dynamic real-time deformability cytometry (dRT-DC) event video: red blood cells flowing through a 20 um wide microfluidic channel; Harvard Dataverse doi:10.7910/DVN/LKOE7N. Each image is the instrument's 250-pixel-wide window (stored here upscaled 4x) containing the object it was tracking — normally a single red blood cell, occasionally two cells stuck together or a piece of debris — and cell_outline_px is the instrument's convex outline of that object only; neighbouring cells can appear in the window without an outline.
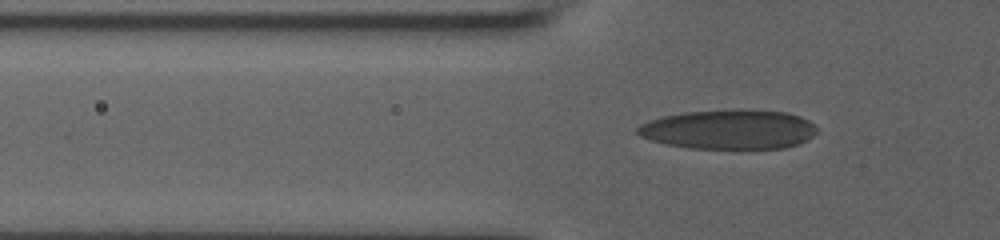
{"species": "human", "species_latin": "Homo sapiens", "temperature_condition": "room temperature", "stored_images_in_passage": 36, "camera_frame_rate_fps": 3000, "um_per_image_px": 0.085, "donor": {"sex": "male"}, "frame": {"image": 1, "passage_image": 2, "time_ms": 0.333, "image_size_px": [1000, 240], "cell_outline_px": [[816, 132], [812, 136], [796, 144], [784, 148], [688, 148], [664, 144], [640, 136], [636, 132], [636, 128], [640, 124], [648, 120], [664, 116], [684, 112], [736, 108], [744, 108], [788, 112], [800, 116], [808, 120], [816, 128]], "centroid_in_image_um": [61.93, 10.97], "position_along_channel_um": 63.9, "area_um2": 41.62}}
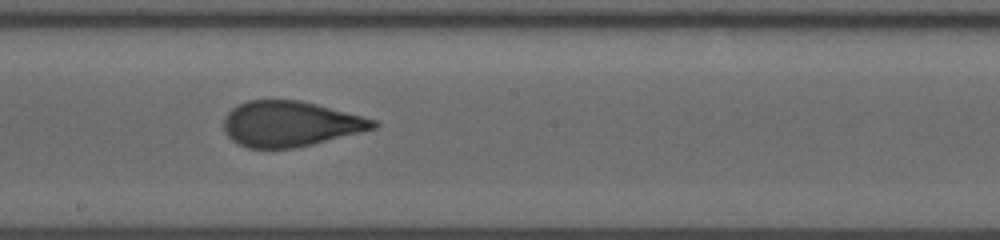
{"frame": {"image": 2, "passage_image": 15, "time_ms": 4.667, "image_size_px": [1000, 240], "cell_outline_px": [[380, 124], [376, 128], [312, 144], [292, 148], [248, 148], [232, 140], [224, 132], [224, 116], [232, 108], [248, 100], [300, 100], [364, 116], [376, 120]], "centroid_in_image_um": [24.67, 10.52], "position_along_channel_um": 223.5, "area_um2": 39.42}}
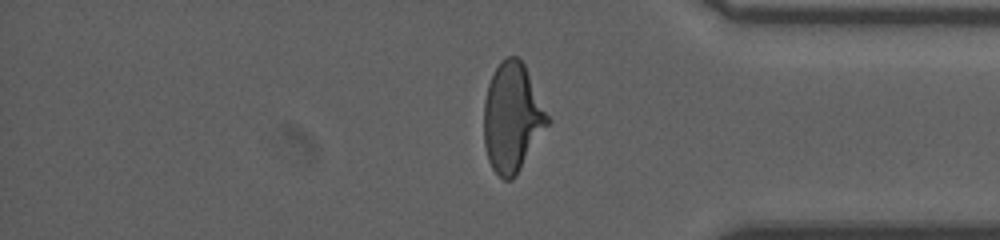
{"frame": {"image": 3, "passage_image": 29, "time_ms": 9.333, "image_size_px": [1000, 240], "cell_outline_px": [[552, 120], [516, 176], [512, 180], [504, 180], [492, 168], [488, 160], [484, 144], [484, 100], [488, 84], [500, 60], [508, 56], [516, 56], [524, 64]], "centroid_in_image_um": [43.55, 10.0], "position_along_channel_um": 391.6, "area_um2": 40.69}}